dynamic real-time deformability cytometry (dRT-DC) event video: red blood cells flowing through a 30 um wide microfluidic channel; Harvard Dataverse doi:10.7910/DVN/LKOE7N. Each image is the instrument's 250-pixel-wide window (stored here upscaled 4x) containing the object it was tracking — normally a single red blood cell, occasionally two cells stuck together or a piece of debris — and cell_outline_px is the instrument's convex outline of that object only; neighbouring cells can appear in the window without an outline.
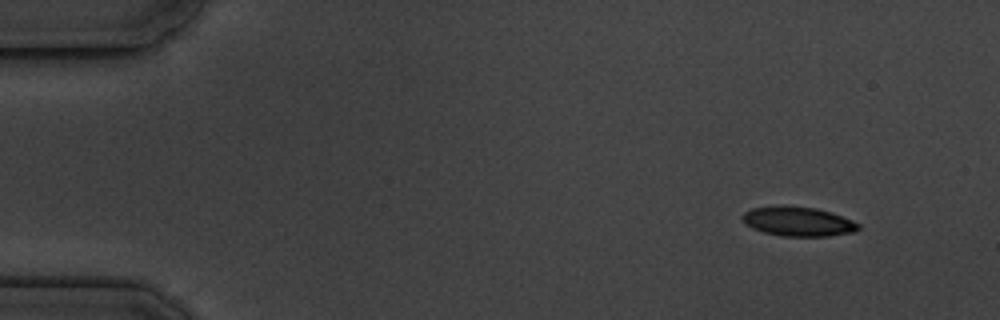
{"species": "common noctule bat (a hibernating species)", "species_latin": "Nyctalus noctula", "temperature_condition": "cold", "stored_images_in_passage": 4, "camera_frame_rate_fps": 3000, "um_per_image_px": 0.085, "animal": {"sex": "male", "body_mass_g": 19.5, "forearm_length_mm": 54.6}, "frame": {"image": 1, "passage_image": 1, "time_ms": 0.0, "image_size_px": [1000, 320], "cell_outline_px": [[860, 228], [852, 232], [828, 236], [784, 236], [764, 232], [752, 228], [740, 216], [744, 212], [752, 208], [780, 204], [784, 204], [816, 208], [832, 212], [852, 220], [860, 224]], "centroid_in_image_um": [67.83, 18.8], "position_along_channel_um": 17.2, "area_um2": 20.06}}
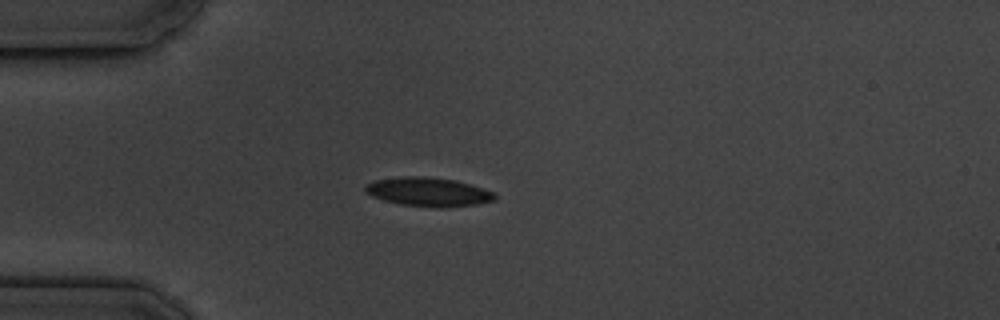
{"frame": {"image": 2, "passage_image": 4, "time_ms": 3.333, "image_size_px": [1000, 320], "cell_outline_px": [[496, 200], [476, 204], [444, 208], [436, 208], [400, 204], [384, 200], [372, 196], [364, 192], [364, 184], [376, 180], [404, 176], [424, 176], [456, 180], [496, 192]], "centroid_in_image_um": [36.41, 16.31], "position_along_channel_um": 48.6, "area_um2": 22.02}}